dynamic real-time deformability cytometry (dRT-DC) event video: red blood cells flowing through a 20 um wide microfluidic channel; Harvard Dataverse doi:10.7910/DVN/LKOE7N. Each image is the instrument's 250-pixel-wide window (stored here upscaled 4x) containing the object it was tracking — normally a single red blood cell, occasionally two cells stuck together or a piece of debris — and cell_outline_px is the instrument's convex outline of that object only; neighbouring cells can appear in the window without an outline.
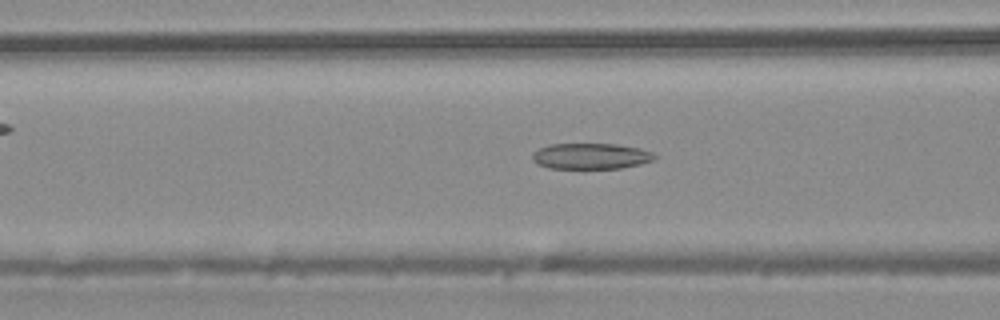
{"species": "common noctule bat (a hibernating species)", "species_latin": "Nyctalus noctula", "temperature_condition": "warm", "stored_images_in_passage": 45, "camera_frame_rate_fps": 3000, "um_per_image_px": 0.085, "animal": {"sex": "male", "body_mass_g": 20.4}, "frame": {"image": 1, "passage_image": 18, "time_ms": 5.667, "image_size_px": [1000, 320], "cell_outline_px": [[660, 156], [652, 160], [640, 164], [620, 168], [548, 168], [536, 164], [532, 160], [532, 152], [548, 144], [616, 144], [640, 148], [652, 152]], "centroid_in_image_um": [50.21, 13.27], "position_along_channel_um": 116.4, "area_um2": 18.55}}
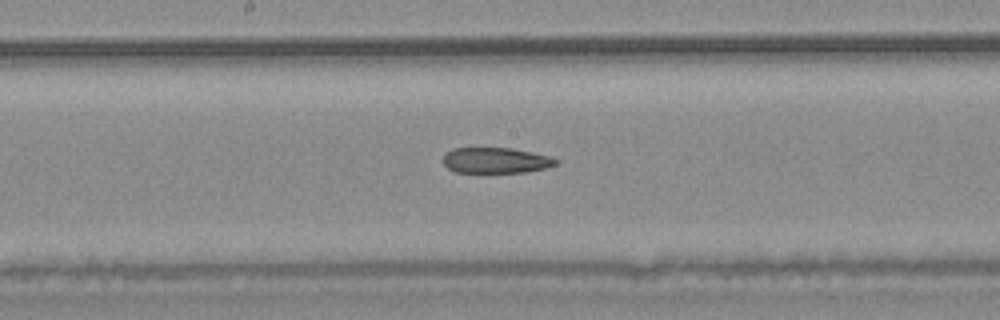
{"frame": {"image": 2, "passage_image": 24, "time_ms": 7.667, "image_size_px": [1000, 320], "cell_outline_px": [[560, 160], [556, 164], [544, 168], [528, 172], [452, 172], [444, 164], [444, 156], [452, 148], [512, 148], [552, 156]], "centroid_in_image_um": [42.18, 13.63], "position_along_channel_um": 206.0, "area_um2": 16.88}}
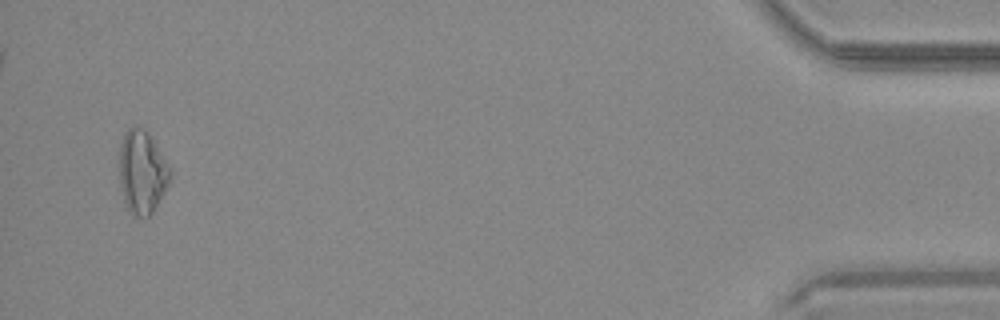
{"frame": {"image": 3, "passage_image": 44, "time_ms": 14.333, "image_size_px": [1000, 320], "cell_outline_px": [[172, 176], [164, 192], [152, 212], [148, 216], [132, 216], [124, 204], [120, 184], [120, 144], [128, 128], [144, 128], [172, 168]], "centroid_in_image_um": [12.09, 14.66], "position_along_channel_um": 423.1, "area_um2": 24.45}}